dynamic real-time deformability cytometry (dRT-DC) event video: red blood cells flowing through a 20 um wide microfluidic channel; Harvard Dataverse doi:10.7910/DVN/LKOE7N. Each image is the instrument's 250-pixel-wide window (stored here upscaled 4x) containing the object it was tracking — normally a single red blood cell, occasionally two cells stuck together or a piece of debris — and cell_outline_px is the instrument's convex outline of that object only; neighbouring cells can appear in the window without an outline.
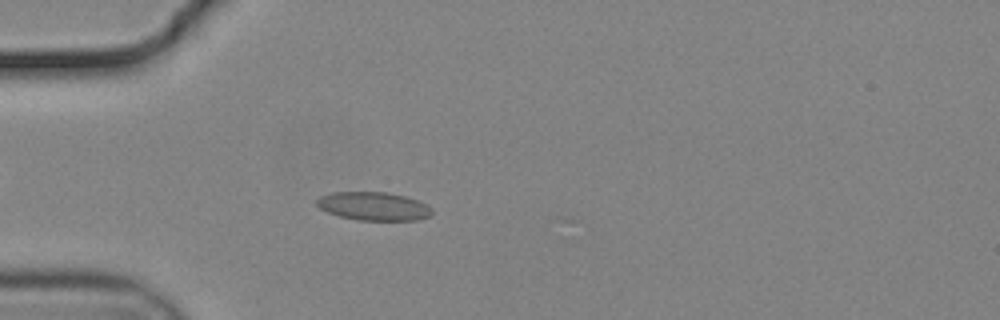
{"species": "common noctule bat (a hibernating species)", "species_latin": "Nyctalus noctula", "temperature_condition": "cold", "stored_images_in_passage": 55, "camera_frame_rate_fps": 3000, "um_per_image_px": 0.085, "animal": {"sex": "male", "body_mass_g": 19.2, "forearm_length_mm": 51.8}, "frame": {"image": 1, "passage_image": 16, "time_ms": 5.0, "image_size_px": [1000, 320], "cell_outline_px": [[432, 212], [428, 216], [416, 220], [356, 220], [340, 216], [328, 212], [320, 208], [316, 204], [316, 200], [320, 196], [332, 192], [388, 192], [404, 196], [416, 200], [432, 208]], "centroid_in_image_um": [31.72, 17.52], "position_along_channel_um": 53.3, "area_um2": 18.9}}
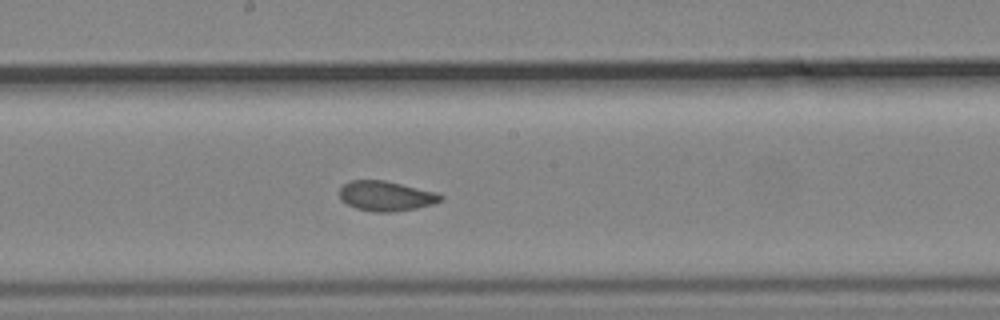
{"frame": {"image": 2, "passage_image": 30, "time_ms": 9.667, "image_size_px": [1000, 320], "cell_outline_px": [[444, 200], [432, 204], [416, 208], [392, 212], [372, 212], [356, 208], [348, 204], [340, 196], [340, 188], [344, 184], [352, 180], [384, 180], [436, 192], [444, 196]], "centroid_in_image_um": [32.84, 16.66], "position_along_channel_um": 215.4, "area_um2": 17.51}}
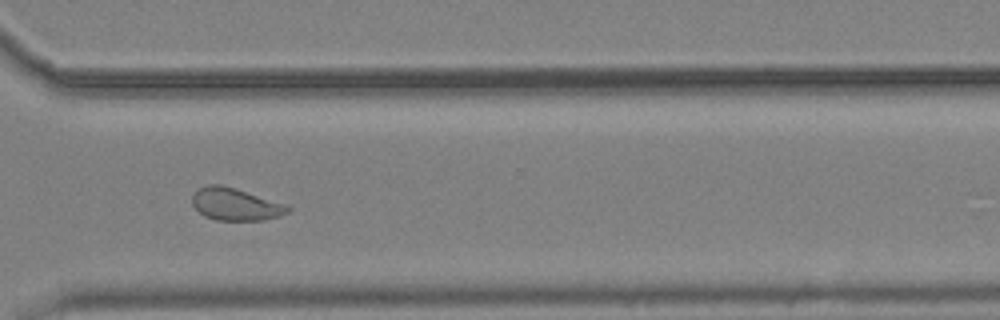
{"frame": {"image": 3, "passage_image": 41, "time_ms": 13.333, "image_size_px": [1000, 320], "cell_outline_px": [[292, 208], [288, 212], [280, 216], [264, 220], [216, 220], [204, 216], [192, 204], [192, 196], [200, 188], [208, 184], [220, 184], [236, 188], [284, 204]], "centroid_in_image_um": [20.01, 17.36], "position_along_channel_um": 350.6, "area_um2": 17.86}, "authors_computed_cell_mechanics": {"area_um2": 18.7272, "velocity_mm_per_s": 3.6978, "shape_relaxation_time_tau1_ms": null, "shape_relaxation_time_tau2_ms": 1.1347, "deformation_change_tau1": null, "deformation_change_tau2": 0.0486}}